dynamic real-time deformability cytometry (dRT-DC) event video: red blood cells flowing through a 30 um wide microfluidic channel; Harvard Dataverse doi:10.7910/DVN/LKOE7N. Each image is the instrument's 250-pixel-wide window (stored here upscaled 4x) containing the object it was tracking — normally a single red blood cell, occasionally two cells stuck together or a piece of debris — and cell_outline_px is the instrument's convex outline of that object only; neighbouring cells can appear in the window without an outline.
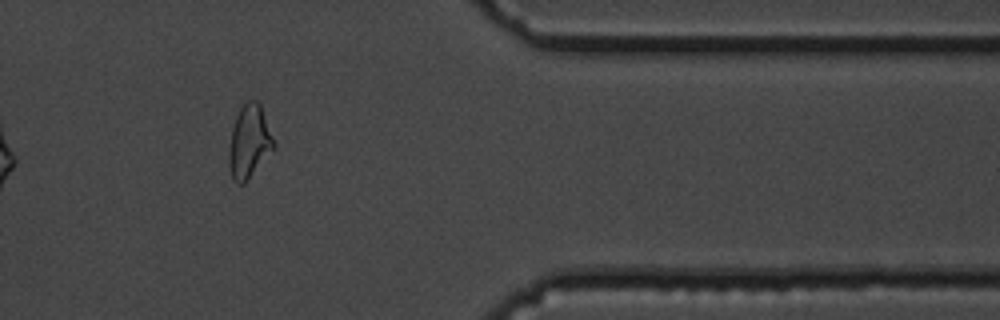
{"species": "common noctule bat (a hibernating species)", "species_latin": "Nyctalus noctula", "temperature_condition": "cold", "stored_images_in_passage": 15, "camera_frame_rate_fps": 3000, "um_per_image_px": 0.085, "animal": {"sex": "male", "body_mass_g": 19.5, "forearm_length_mm": 54.6}, "frame": {"image": 1, "passage_image": 13, "time_ms": 15.333, "image_size_px": [1000, 320], "cell_outline_px": [[276, 148], [244, 184], [236, 184], [232, 180], [228, 164], [228, 152], [232, 128], [236, 116], [240, 108], [248, 100], [256, 100], [260, 104], [276, 144]], "centroid_in_image_um": [21.19, 12.09], "position_along_channel_um": 390.2, "area_um2": 19.36}, "authors_computed_cell_mechanics": {"area_um2": 20.1722, "velocity_mm_per_s": 3.5361, "shape_relaxation_time_tau1_ms": 8.0007, "shape_relaxation_time_tau2_ms": 1.8372, "deformation_change_tau1": 0.2253, "deformation_change_tau2": 0.1209}}